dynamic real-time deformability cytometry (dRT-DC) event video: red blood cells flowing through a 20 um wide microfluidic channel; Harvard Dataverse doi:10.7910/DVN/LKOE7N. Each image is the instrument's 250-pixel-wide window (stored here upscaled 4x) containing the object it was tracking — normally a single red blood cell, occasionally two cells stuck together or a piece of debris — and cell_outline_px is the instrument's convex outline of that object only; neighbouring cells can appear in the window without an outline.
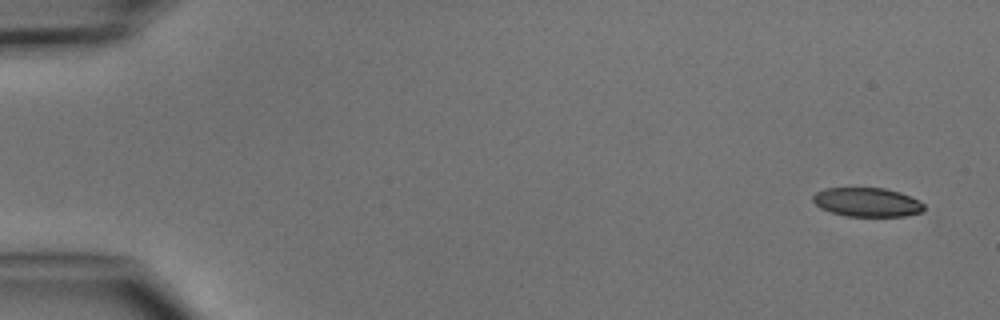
{"species": "common noctule bat (a hibernating species)", "species_latin": "Nyctalus noctula", "temperature_condition": "cold", "stored_images_in_passage": 7, "camera_frame_rate_fps": 3000, "um_per_image_px": 0.085, "animal": {"sex": "male", "body_mass_g": 15.6}, "frame": {"image": 1, "passage_image": 1, "time_ms": 0.0, "image_size_px": [1000, 320], "cell_outline_px": [[928, 216], [844, 216], [820, 208], [812, 200], [812, 196], [816, 192], [824, 188], [884, 188], [900, 192], [920, 200], [924, 204]], "centroid_in_image_um": [73.83, 17.21], "position_along_channel_um": 11.2, "area_um2": 19.36}}
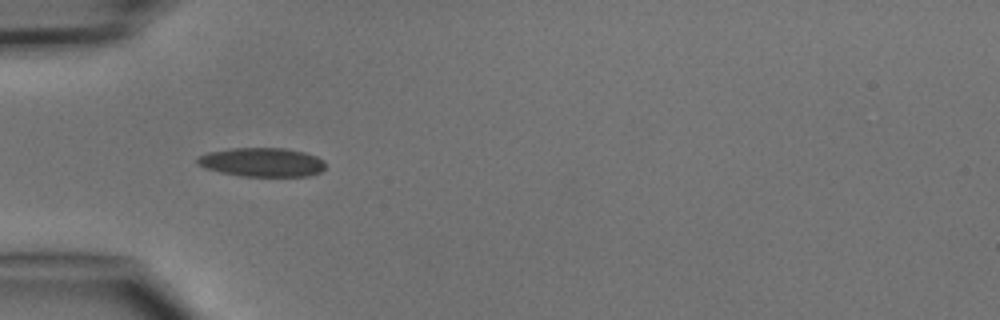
{"frame": {"image": 2, "passage_image": 4, "time_ms": 4.333, "image_size_px": [1000, 320], "cell_outline_px": [[324, 168], [320, 172], [308, 176], [240, 176], [220, 172], [196, 164], [196, 156], [208, 152], [232, 148], [284, 148], [304, 152], [316, 156], [324, 160]], "centroid_in_image_um": [22.25, 13.78], "position_along_channel_um": 62.8, "area_um2": 21.62}}